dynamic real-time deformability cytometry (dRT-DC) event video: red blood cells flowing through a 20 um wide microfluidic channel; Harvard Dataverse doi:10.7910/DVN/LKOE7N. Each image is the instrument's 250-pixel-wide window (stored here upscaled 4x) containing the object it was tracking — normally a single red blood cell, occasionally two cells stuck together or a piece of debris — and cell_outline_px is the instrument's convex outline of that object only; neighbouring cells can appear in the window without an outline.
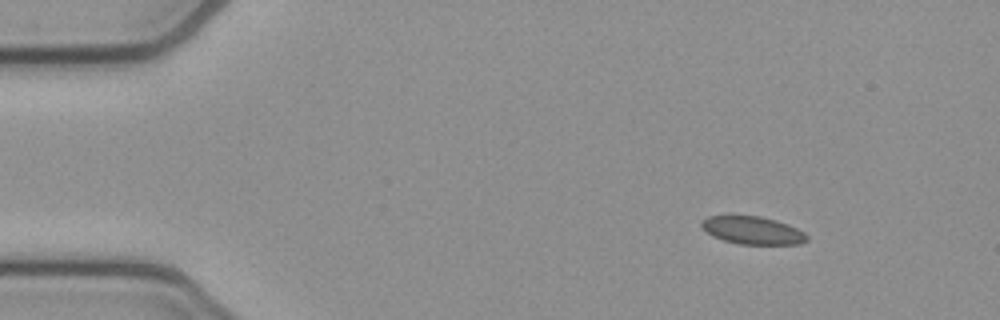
{"species": "common noctule bat (a hibernating species)", "species_latin": "Nyctalus noctula", "temperature_condition": "cold", "stored_images_in_passage": 48, "camera_frame_rate_fps": 3000, "um_per_image_px": 0.085, "animal": {"sex": "female", "body_mass_g": 21.9}, "frame": {"image": 1, "passage_image": 1, "time_ms": 0.0, "image_size_px": [1000, 320], "cell_outline_px": [[808, 240], [800, 244], [740, 244], [724, 240], [712, 236], [700, 228], [700, 220], [708, 216], [760, 216], [776, 220], [788, 224], [804, 232], [808, 236]], "centroid_in_image_um": [63.94, 19.58], "position_along_channel_um": 21.1, "area_um2": 17.17}}
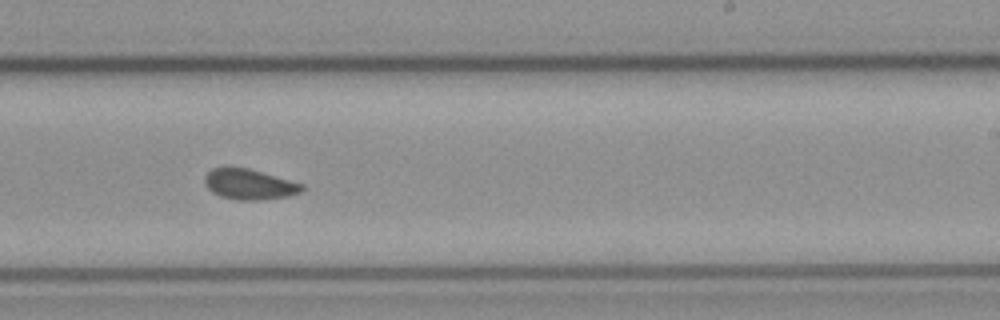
{"frame": {"image": 2, "passage_image": 27, "time_ms": 8.667, "image_size_px": [1000, 320], "cell_outline_px": [[308, 188], [300, 192], [288, 196], [260, 200], [236, 200], [220, 196], [212, 192], [204, 184], [204, 176], [212, 168], [248, 168], [304, 184]], "centroid_in_image_um": [21.21, 15.68], "position_along_channel_um": 267.8, "area_um2": 17.28}}
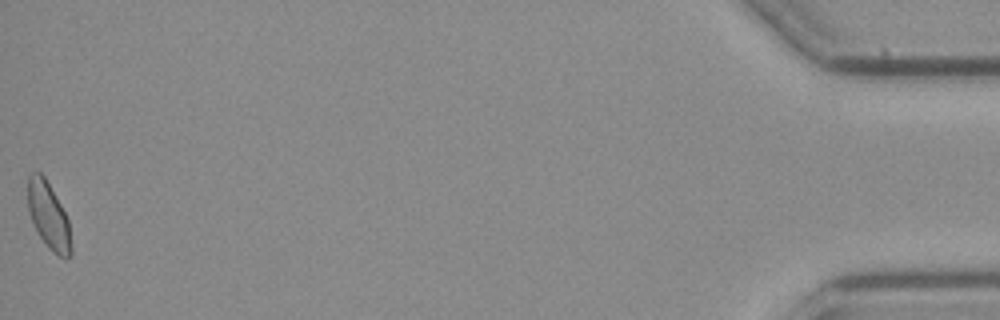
{"frame": {"image": 3, "passage_image": 48, "time_ms": 15.667, "image_size_px": [1000, 320], "cell_outline_px": [[72, 256], [64, 260], [52, 252], [48, 248], [40, 236], [28, 212], [28, 176], [32, 172], [40, 172], [44, 176], [60, 204], [68, 220], [72, 248]], "centroid_in_image_um": [4.14, 18.39], "position_along_channel_um": 431.1, "area_um2": 16.76}, "authors_computed_cell_mechanics": {"area_um2": 17.2822, "velocity_mm_per_s": 3.8121, "shape_relaxation_time_tau1_ms": null, "shape_relaxation_time_tau2_ms": 1.7492, "deformation_change_tau1": null, "deformation_change_tau2": 0.0588}}